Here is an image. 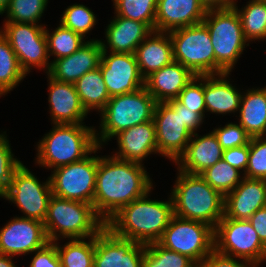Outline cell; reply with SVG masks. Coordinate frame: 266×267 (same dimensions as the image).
Wrapping results in <instances>:
<instances>
[{
    "label": "cell",
    "mask_w": 266,
    "mask_h": 267,
    "mask_svg": "<svg viewBox=\"0 0 266 267\" xmlns=\"http://www.w3.org/2000/svg\"><path fill=\"white\" fill-rule=\"evenodd\" d=\"M86 239H68L63 246L54 241L61 261V267H93L95 236ZM59 243V244H58Z\"/></svg>",
    "instance_id": "4dcf8cb0"
},
{
    "label": "cell",
    "mask_w": 266,
    "mask_h": 267,
    "mask_svg": "<svg viewBox=\"0 0 266 267\" xmlns=\"http://www.w3.org/2000/svg\"><path fill=\"white\" fill-rule=\"evenodd\" d=\"M223 150L244 146L250 142V135L238 123H227L212 130Z\"/></svg>",
    "instance_id": "b9f144b4"
},
{
    "label": "cell",
    "mask_w": 266,
    "mask_h": 267,
    "mask_svg": "<svg viewBox=\"0 0 266 267\" xmlns=\"http://www.w3.org/2000/svg\"><path fill=\"white\" fill-rule=\"evenodd\" d=\"M153 121L159 155L175 163L185 152L193 135L183 125L181 103L177 99L156 102Z\"/></svg>",
    "instance_id": "5bb4252c"
},
{
    "label": "cell",
    "mask_w": 266,
    "mask_h": 267,
    "mask_svg": "<svg viewBox=\"0 0 266 267\" xmlns=\"http://www.w3.org/2000/svg\"><path fill=\"white\" fill-rule=\"evenodd\" d=\"M249 143L244 146L223 150L222 160L238 169L243 174L248 165Z\"/></svg>",
    "instance_id": "f6af8a7d"
},
{
    "label": "cell",
    "mask_w": 266,
    "mask_h": 267,
    "mask_svg": "<svg viewBox=\"0 0 266 267\" xmlns=\"http://www.w3.org/2000/svg\"><path fill=\"white\" fill-rule=\"evenodd\" d=\"M97 146L94 126L53 124L37 142L35 165L54 170L84 159Z\"/></svg>",
    "instance_id": "3957f363"
},
{
    "label": "cell",
    "mask_w": 266,
    "mask_h": 267,
    "mask_svg": "<svg viewBox=\"0 0 266 267\" xmlns=\"http://www.w3.org/2000/svg\"><path fill=\"white\" fill-rule=\"evenodd\" d=\"M248 220L266 246V207L258 209Z\"/></svg>",
    "instance_id": "7dc6e473"
},
{
    "label": "cell",
    "mask_w": 266,
    "mask_h": 267,
    "mask_svg": "<svg viewBox=\"0 0 266 267\" xmlns=\"http://www.w3.org/2000/svg\"><path fill=\"white\" fill-rule=\"evenodd\" d=\"M102 51L100 39L86 40L73 54L52 60L47 74L57 81L74 84L85 73L99 67Z\"/></svg>",
    "instance_id": "ac0fdd59"
},
{
    "label": "cell",
    "mask_w": 266,
    "mask_h": 267,
    "mask_svg": "<svg viewBox=\"0 0 266 267\" xmlns=\"http://www.w3.org/2000/svg\"><path fill=\"white\" fill-rule=\"evenodd\" d=\"M94 12L83 4H71L63 11L59 23L83 38L92 31L98 20Z\"/></svg>",
    "instance_id": "8d00e7d4"
},
{
    "label": "cell",
    "mask_w": 266,
    "mask_h": 267,
    "mask_svg": "<svg viewBox=\"0 0 266 267\" xmlns=\"http://www.w3.org/2000/svg\"><path fill=\"white\" fill-rule=\"evenodd\" d=\"M9 142L6 131L0 133V198L6 194L15 170L22 164L14 157Z\"/></svg>",
    "instance_id": "f35d334b"
},
{
    "label": "cell",
    "mask_w": 266,
    "mask_h": 267,
    "mask_svg": "<svg viewBox=\"0 0 266 267\" xmlns=\"http://www.w3.org/2000/svg\"><path fill=\"white\" fill-rule=\"evenodd\" d=\"M230 74L204 75V100L207 112L223 116L238 113L243 92L233 86L232 81L230 83Z\"/></svg>",
    "instance_id": "d4e9b609"
},
{
    "label": "cell",
    "mask_w": 266,
    "mask_h": 267,
    "mask_svg": "<svg viewBox=\"0 0 266 267\" xmlns=\"http://www.w3.org/2000/svg\"><path fill=\"white\" fill-rule=\"evenodd\" d=\"M145 244L121 238L105 226L95 236L93 267H143Z\"/></svg>",
    "instance_id": "9a60e30c"
},
{
    "label": "cell",
    "mask_w": 266,
    "mask_h": 267,
    "mask_svg": "<svg viewBox=\"0 0 266 267\" xmlns=\"http://www.w3.org/2000/svg\"><path fill=\"white\" fill-rule=\"evenodd\" d=\"M173 45V59L195 76L215 75L216 60L207 26L199 24L168 32Z\"/></svg>",
    "instance_id": "ba28073f"
},
{
    "label": "cell",
    "mask_w": 266,
    "mask_h": 267,
    "mask_svg": "<svg viewBox=\"0 0 266 267\" xmlns=\"http://www.w3.org/2000/svg\"><path fill=\"white\" fill-rule=\"evenodd\" d=\"M206 11L200 0H158L154 30L170 32L199 24Z\"/></svg>",
    "instance_id": "ffe728a7"
},
{
    "label": "cell",
    "mask_w": 266,
    "mask_h": 267,
    "mask_svg": "<svg viewBox=\"0 0 266 267\" xmlns=\"http://www.w3.org/2000/svg\"><path fill=\"white\" fill-rule=\"evenodd\" d=\"M243 176L266 180V136L251 137L248 165Z\"/></svg>",
    "instance_id": "ab89813d"
},
{
    "label": "cell",
    "mask_w": 266,
    "mask_h": 267,
    "mask_svg": "<svg viewBox=\"0 0 266 267\" xmlns=\"http://www.w3.org/2000/svg\"><path fill=\"white\" fill-rule=\"evenodd\" d=\"M118 150L112 154L124 161L143 163L151 154H159L153 120L135 125L115 136Z\"/></svg>",
    "instance_id": "7402d4cb"
},
{
    "label": "cell",
    "mask_w": 266,
    "mask_h": 267,
    "mask_svg": "<svg viewBox=\"0 0 266 267\" xmlns=\"http://www.w3.org/2000/svg\"><path fill=\"white\" fill-rule=\"evenodd\" d=\"M151 192L122 207L106 226L115 235L137 243L158 242L174 216L173 201L171 195L168 200H151Z\"/></svg>",
    "instance_id": "7a4b0ae2"
},
{
    "label": "cell",
    "mask_w": 266,
    "mask_h": 267,
    "mask_svg": "<svg viewBox=\"0 0 266 267\" xmlns=\"http://www.w3.org/2000/svg\"><path fill=\"white\" fill-rule=\"evenodd\" d=\"M51 124H85L88 113L83 108L75 85L57 81L47 74Z\"/></svg>",
    "instance_id": "d6986e66"
},
{
    "label": "cell",
    "mask_w": 266,
    "mask_h": 267,
    "mask_svg": "<svg viewBox=\"0 0 266 267\" xmlns=\"http://www.w3.org/2000/svg\"><path fill=\"white\" fill-rule=\"evenodd\" d=\"M151 32L152 30L143 22L115 15L106 26L104 33L106 40H100L102 50L134 54L137 46Z\"/></svg>",
    "instance_id": "cb8c5ba5"
},
{
    "label": "cell",
    "mask_w": 266,
    "mask_h": 267,
    "mask_svg": "<svg viewBox=\"0 0 266 267\" xmlns=\"http://www.w3.org/2000/svg\"><path fill=\"white\" fill-rule=\"evenodd\" d=\"M200 176L224 197L233 191L244 178L241 171L224 160H220L215 165L207 168Z\"/></svg>",
    "instance_id": "836d02e7"
},
{
    "label": "cell",
    "mask_w": 266,
    "mask_h": 267,
    "mask_svg": "<svg viewBox=\"0 0 266 267\" xmlns=\"http://www.w3.org/2000/svg\"><path fill=\"white\" fill-rule=\"evenodd\" d=\"M50 242L87 239L96 236L106 223L96 214L93 205L51 196L43 222Z\"/></svg>",
    "instance_id": "5b68a950"
},
{
    "label": "cell",
    "mask_w": 266,
    "mask_h": 267,
    "mask_svg": "<svg viewBox=\"0 0 266 267\" xmlns=\"http://www.w3.org/2000/svg\"><path fill=\"white\" fill-rule=\"evenodd\" d=\"M206 9L231 8L238 1L236 0H200Z\"/></svg>",
    "instance_id": "c3c4849f"
},
{
    "label": "cell",
    "mask_w": 266,
    "mask_h": 267,
    "mask_svg": "<svg viewBox=\"0 0 266 267\" xmlns=\"http://www.w3.org/2000/svg\"><path fill=\"white\" fill-rule=\"evenodd\" d=\"M48 242L44 224L38 220L15 216L0 228V254L3 255H32Z\"/></svg>",
    "instance_id": "e0dca14e"
},
{
    "label": "cell",
    "mask_w": 266,
    "mask_h": 267,
    "mask_svg": "<svg viewBox=\"0 0 266 267\" xmlns=\"http://www.w3.org/2000/svg\"><path fill=\"white\" fill-rule=\"evenodd\" d=\"M201 267H258V266L242 259H237L234 257L222 255L213 250L201 262Z\"/></svg>",
    "instance_id": "ee69618b"
},
{
    "label": "cell",
    "mask_w": 266,
    "mask_h": 267,
    "mask_svg": "<svg viewBox=\"0 0 266 267\" xmlns=\"http://www.w3.org/2000/svg\"><path fill=\"white\" fill-rule=\"evenodd\" d=\"M158 243L201 263L214 250V228L201 221L174 215Z\"/></svg>",
    "instance_id": "8fae6325"
},
{
    "label": "cell",
    "mask_w": 266,
    "mask_h": 267,
    "mask_svg": "<svg viewBox=\"0 0 266 267\" xmlns=\"http://www.w3.org/2000/svg\"><path fill=\"white\" fill-rule=\"evenodd\" d=\"M49 32L51 30L45 26L48 54L49 57L54 56V60L73 54L86 42V38L61 23L51 33Z\"/></svg>",
    "instance_id": "d6a6232c"
},
{
    "label": "cell",
    "mask_w": 266,
    "mask_h": 267,
    "mask_svg": "<svg viewBox=\"0 0 266 267\" xmlns=\"http://www.w3.org/2000/svg\"><path fill=\"white\" fill-rule=\"evenodd\" d=\"M74 85L80 102L87 113L95 110L99 114L110 99L99 67L85 73Z\"/></svg>",
    "instance_id": "f1b7e54d"
},
{
    "label": "cell",
    "mask_w": 266,
    "mask_h": 267,
    "mask_svg": "<svg viewBox=\"0 0 266 267\" xmlns=\"http://www.w3.org/2000/svg\"><path fill=\"white\" fill-rule=\"evenodd\" d=\"M263 207H266V180L244 177L240 184L225 196L224 216L248 220Z\"/></svg>",
    "instance_id": "44dd1931"
},
{
    "label": "cell",
    "mask_w": 266,
    "mask_h": 267,
    "mask_svg": "<svg viewBox=\"0 0 266 267\" xmlns=\"http://www.w3.org/2000/svg\"><path fill=\"white\" fill-rule=\"evenodd\" d=\"M29 267H61V261L54 242H48L42 248L35 250Z\"/></svg>",
    "instance_id": "7bdbcfd3"
},
{
    "label": "cell",
    "mask_w": 266,
    "mask_h": 267,
    "mask_svg": "<svg viewBox=\"0 0 266 267\" xmlns=\"http://www.w3.org/2000/svg\"><path fill=\"white\" fill-rule=\"evenodd\" d=\"M52 196L50 178L45 182L28 169L23 163L15 170L3 199L14 203L23 213L20 217L44 222L48 203Z\"/></svg>",
    "instance_id": "4fadbf2b"
},
{
    "label": "cell",
    "mask_w": 266,
    "mask_h": 267,
    "mask_svg": "<svg viewBox=\"0 0 266 267\" xmlns=\"http://www.w3.org/2000/svg\"><path fill=\"white\" fill-rule=\"evenodd\" d=\"M195 77L182 64L173 61L145 79V87L156 102L176 99L181 90Z\"/></svg>",
    "instance_id": "4316f807"
},
{
    "label": "cell",
    "mask_w": 266,
    "mask_h": 267,
    "mask_svg": "<svg viewBox=\"0 0 266 267\" xmlns=\"http://www.w3.org/2000/svg\"><path fill=\"white\" fill-rule=\"evenodd\" d=\"M155 106L156 101L145 86L131 93L110 97L99 114V132L95 129L97 145L103 147L121 131L153 120Z\"/></svg>",
    "instance_id": "8992f818"
},
{
    "label": "cell",
    "mask_w": 266,
    "mask_h": 267,
    "mask_svg": "<svg viewBox=\"0 0 266 267\" xmlns=\"http://www.w3.org/2000/svg\"><path fill=\"white\" fill-rule=\"evenodd\" d=\"M144 163L99 156L93 208L106 223L122 207L153 189Z\"/></svg>",
    "instance_id": "6da1fadb"
},
{
    "label": "cell",
    "mask_w": 266,
    "mask_h": 267,
    "mask_svg": "<svg viewBox=\"0 0 266 267\" xmlns=\"http://www.w3.org/2000/svg\"><path fill=\"white\" fill-rule=\"evenodd\" d=\"M194 133L185 152L175 162L177 170L200 175L207 168L222 160L223 149L213 131L203 136Z\"/></svg>",
    "instance_id": "603a6c76"
},
{
    "label": "cell",
    "mask_w": 266,
    "mask_h": 267,
    "mask_svg": "<svg viewBox=\"0 0 266 267\" xmlns=\"http://www.w3.org/2000/svg\"><path fill=\"white\" fill-rule=\"evenodd\" d=\"M187 267H201V263L192 261Z\"/></svg>",
    "instance_id": "816d5d0a"
},
{
    "label": "cell",
    "mask_w": 266,
    "mask_h": 267,
    "mask_svg": "<svg viewBox=\"0 0 266 267\" xmlns=\"http://www.w3.org/2000/svg\"><path fill=\"white\" fill-rule=\"evenodd\" d=\"M191 262L187 256L168 250L158 242L145 245L143 267H187Z\"/></svg>",
    "instance_id": "74e56055"
},
{
    "label": "cell",
    "mask_w": 266,
    "mask_h": 267,
    "mask_svg": "<svg viewBox=\"0 0 266 267\" xmlns=\"http://www.w3.org/2000/svg\"><path fill=\"white\" fill-rule=\"evenodd\" d=\"M202 22L207 26L211 37L216 74L231 73L244 48L249 46L237 11L233 7L207 9Z\"/></svg>",
    "instance_id": "52a82bcc"
},
{
    "label": "cell",
    "mask_w": 266,
    "mask_h": 267,
    "mask_svg": "<svg viewBox=\"0 0 266 267\" xmlns=\"http://www.w3.org/2000/svg\"><path fill=\"white\" fill-rule=\"evenodd\" d=\"M246 3L241 9L236 3L233 6L240 18L245 39L249 43L255 40L266 42V1L249 0Z\"/></svg>",
    "instance_id": "f546056e"
},
{
    "label": "cell",
    "mask_w": 266,
    "mask_h": 267,
    "mask_svg": "<svg viewBox=\"0 0 266 267\" xmlns=\"http://www.w3.org/2000/svg\"><path fill=\"white\" fill-rule=\"evenodd\" d=\"M238 112L239 124L250 137L266 136V86L246 89Z\"/></svg>",
    "instance_id": "83f0119b"
},
{
    "label": "cell",
    "mask_w": 266,
    "mask_h": 267,
    "mask_svg": "<svg viewBox=\"0 0 266 267\" xmlns=\"http://www.w3.org/2000/svg\"><path fill=\"white\" fill-rule=\"evenodd\" d=\"M181 118L183 125L192 133H197V130L202 127L204 118L194 110H190L181 104ZM201 126V127H200Z\"/></svg>",
    "instance_id": "bcb514c9"
},
{
    "label": "cell",
    "mask_w": 266,
    "mask_h": 267,
    "mask_svg": "<svg viewBox=\"0 0 266 267\" xmlns=\"http://www.w3.org/2000/svg\"><path fill=\"white\" fill-rule=\"evenodd\" d=\"M214 250L256 266L266 263V246L259 239L249 220L223 216L214 228Z\"/></svg>",
    "instance_id": "9c48e42d"
},
{
    "label": "cell",
    "mask_w": 266,
    "mask_h": 267,
    "mask_svg": "<svg viewBox=\"0 0 266 267\" xmlns=\"http://www.w3.org/2000/svg\"><path fill=\"white\" fill-rule=\"evenodd\" d=\"M102 148L97 146L84 159L60 166L51 171L49 178L52 195L93 205L98 169V156L96 153ZM92 153L95 156L91 155Z\"/></svg>",
    "instance_id": "30bf717a"
},
{
    "label": "cell",
    "mask_w": 266,
    "mask_h": 267,
    "mask_svg": "<svg viewBox=\"0 0 266 267\" xmlns=\"http://www.w3.org/2000/svg\"><path fill=\"white\" fill-rule=\"evenodd\" d=\"M12 259L10 255L0 254V267H17Z\"/></svg>",
    "instance_id": "681fc988"
},
{
    "label": "cell",
    "mask_w": 266,
    "mask_h": 267,
    "mask_svg": "<svg viewBox=\"0 0 266 267\" xmlns=\"http://www.w3.org/2000/svg\"><path fill=\"white\" fill-rule=\"evenodd\" d=\"M49 0H10L4 11V22L41 24L40 20L47 8ZM40 23V24H39Z\"/></svg>",
    "instance_id": "d590c367"
},
{
    "label": "cell",
    "mask_w": 266,
    "mask_h": 267,
    "mask_svg": "<svg viewBox=\"0 0 266 267\" xmlns=\"http://www.w3.org/2000/svg\"><path fill=\"white\" fill-rule=\"evenodd\" d=\"M10 0H0V15L4 14V11L9 6Z\"/></svg>",
    "instance_id": "f907efd6"
},
{
    "label": "cell",
    "mask_w": 266,
    "mask_h": 267,
    "mask_svg": "<svg viewBox=\"0 0 266 267\" xmlns=\"http://www.w3.org/2000/svg\"><path fill=\"white\" fill-rule=\"evenodd\" d=\"M158 0H112L114 14L145 23L152 31Z\"/></svg>",
    "instance_id": "e575fe53"
},
{
    "label": "cell",
    "mask_w": 266,
    "mask_h": 267,
    "mask_svg": "<svg viewBox=\"0 0 266 267\" xmlns=\"http://www.w3.org/2000/svg\"><path fill=\"white\" fill-rule=\"evenodd\" d=\"M102 51L99 68L110 97L134 92L145 86L135 54Z\"/></svg>",
    "instance_id": "2e32d148"
},
{
    "label": "cell",
    "mask_w": 266,
    "mask_h": 267,
    "mask_svg": "<svg viewBox=\"0 0 266 267\" xmlns=\"http://www.w3.org/2000/svg\"><path fill=\"white\" fill-rule=\"evenodd\" d=\"M26 76L10 43L0 32V93L4 96L10 93Z\"/></svg>",
    "instance_id": "1f68e13d"
},
{
    "label": "cell",
    "mask_w": 266,
    "mask_h": 267,
    "mask_svg": "<svg viewBox=\"0 0 266 267\" xmlns=\"http://www.w3.org/2000/svg\"><path fill=\"white\" fill-rule=\"evenodd\" d=\"M170 191L174 215L179 218L201 221L215 228L224 216L225 197L200 175L178 170Z\"/></svg>",
    "instance_id": "277c9868"
},
{
    "label": "cell",
    "mask_w": 266,
    "mask_h": 267,
    "mask_svg": "<svg viewBox=\"0 0 266 267\" xmlns=\"http://www.w3.org/2000/svg\"><path fill=\"white\" fill-rule=\"evenodd\" d=\"M0 32L10 43L21 69L28 75L32 68L48 73L51 61L48 54L45 25L3 22Z\"/></svg>",
    "instance_id": "7c38bea8"
},
{
    "label": "cell",
    "mask_w": 266,
    "mask_h": 267,
    "mask_svg": "<svg viewBox=\"0 0 266 267\" xmlns=\"http://www.w3.org/2000/svg\"><path fill=\"white\" fill-rule=\"evenodd\" d=\"M135 57L144 79L153 72L171 64L173 45L168 32L153 30L136 48Z\"/></svg>",
    "instance_id": "484cf974"
},
{
    "label": "cell",
    "mask_w": 266,
    "mask_h": 267,
    "mask_svg": "<svg viewBox=\"0 0 266 267\" xmlns=\"http://www.w3.org/2000/svg\"><path fill=\"white\" fill-rule=\"evenodd\" d=\"M181 104L194 112H198L203 118L207 114L204 100V75L195 76L179 93L176 98Z\"/></svg>",
    "instance_id": "60d3db41"
}]
</instances>
